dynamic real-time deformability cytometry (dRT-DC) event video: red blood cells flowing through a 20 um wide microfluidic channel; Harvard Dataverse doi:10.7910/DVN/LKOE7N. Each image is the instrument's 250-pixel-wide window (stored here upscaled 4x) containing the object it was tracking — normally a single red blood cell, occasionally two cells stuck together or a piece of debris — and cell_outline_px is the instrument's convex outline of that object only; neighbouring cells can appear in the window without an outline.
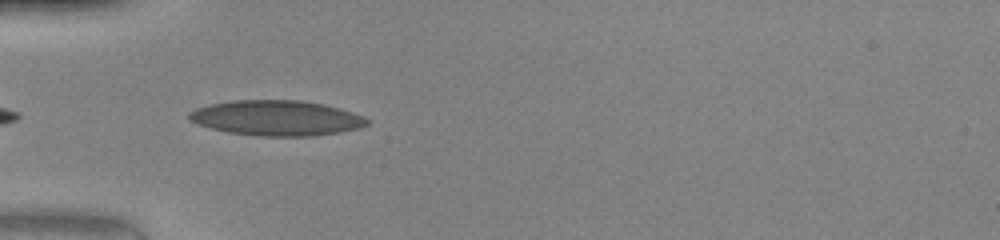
{"species": "human", "species_latin": "Homo sapiens", "temperature_condition": "warm", "stored_images_in_passage": 32, "camera_frame_rate_fps": 3000, "um_per_image_px": 0.085, "donor": {"sex": "female"}, "frame": {"image": 1, "passage_image": 1, "time_ms": 0.0, "image_size_px": [1000, 240], "cell_outline_px": [[368, 124], [360, 128], [312, 136], [264, 136], [228, 132], [212, 128], [188, 120], [188, 112], [196, 108], [212, 104], [232, 100], [300, 100], [324, 104], [352, 112], [368, 120]], "centroid_in_image_um": [23.48, 10.02], "position_along_channel_um": 61.5, "area_um2": 36.18}, "authors_computed_cell_mechanics": {"area_um2": 34.68, "velocity_mm_per_s": 4.258, "shape_relaxation_time_tau1_ms": 7.3225, "shape_relaxation_time_tau2_ms": 0.8115, "deformation_change_tau1": 0.2444, "deformation_change_tau2": 0.081}}